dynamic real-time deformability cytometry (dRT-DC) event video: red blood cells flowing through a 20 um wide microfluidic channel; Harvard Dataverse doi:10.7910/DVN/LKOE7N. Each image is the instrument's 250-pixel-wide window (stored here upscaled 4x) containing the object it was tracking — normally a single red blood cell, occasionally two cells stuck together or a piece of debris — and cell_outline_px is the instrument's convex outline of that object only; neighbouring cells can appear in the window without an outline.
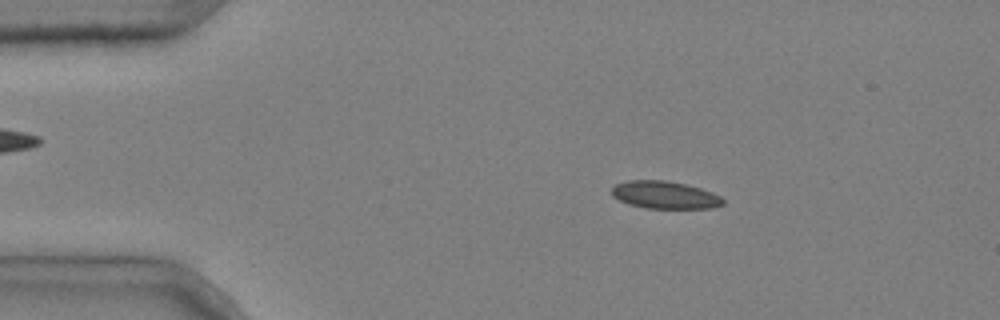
{"species": "common noctule bat (a hibernating species)", "species_latin": "Nyctalus noctula", "temperature_condition": "cold", "stored_images_in_passage": 44, "camera_frame_rate_fps": 3000, "um_per_image_px": 0.085, "animal": {"sex": "male", "body_mass_g": 20.4}, "frame": {"image": 1, "passage_image": 1, "time_ms": 0.0, "image_size_px": [1000, 320], "cell_outline_px": [[724, 204], [712, 208], [644, 208], [628, 204], [612, 196], [612, 188], [616, 184], [628, 180], [664, 180], [684, 184], [700, 188], [712, 192], [720, 196], [724, 200]], "centroid_in_image_um": [56.5, 16.57], "position_along_channel_um": 28.5, "area_um2": 17.8}}
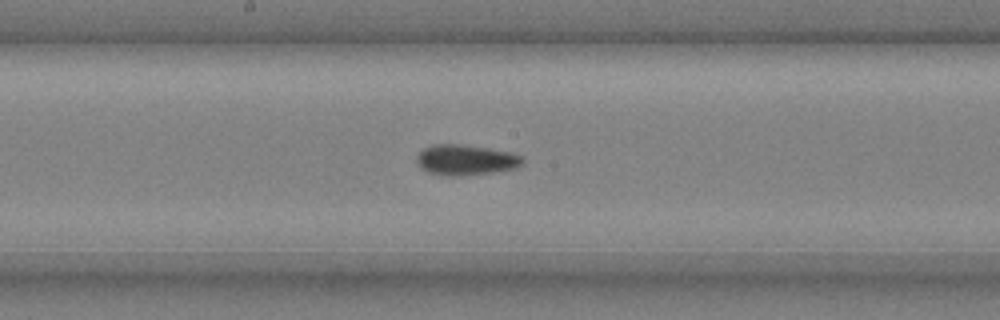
{"frame": {"image": 2, "passage_image": 20, "time_ms": 6.333, "image_size_px": [1000, 320], "cell_outline_px": [[524, 164], [516, 168], [492, 172], [460, 176], [448, 176], [428, 172], [420, 168], [416, 164], [416, 156], [424, 148], [432, 144], [456, 144], [488, 148], [508, 152], [524, 156]], "centroid_in_image_um": [39.57, 13.6], "position_along_channel_um": 208.6, "area_um2": 18.9}}
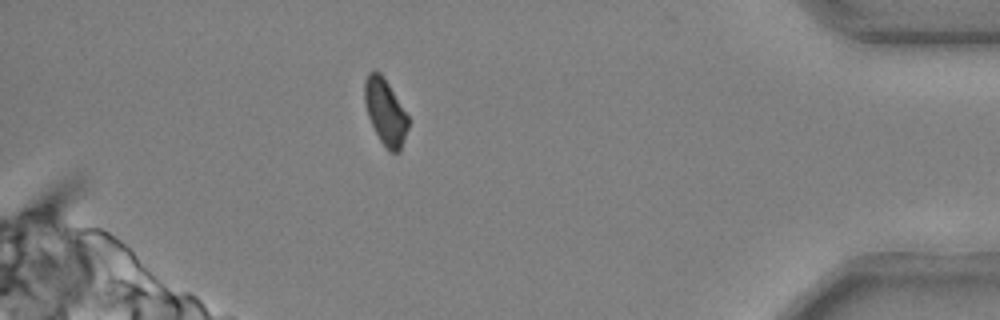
{"frame": {"image": 3, "passage_image": 39, "time_ms": 12.667, "image_size_px": [1000, 320], "cell_outline_px": [[408, 128], [400, 152], [388, 152], [380, 140], [368, 116], [364, 104], [364, 80], [368, 72], [380, 72], [388, 84], [408, 116]], "centroid_in_image_um": [32.74, 9.53], "position_along_channel_um": 402.5, "area_um2": 16.59}, "authors_computed_cell_mechanics": {"area_um2": 17.9469, "velocity_mm_per_s": 3.683, "shape_relaxation_time_tau1_ms": null, "shape_relaxation_time_tau2_ms": 5.896, "deformation_change_tau1": null, "deformation_change_tau2": 0.088}}